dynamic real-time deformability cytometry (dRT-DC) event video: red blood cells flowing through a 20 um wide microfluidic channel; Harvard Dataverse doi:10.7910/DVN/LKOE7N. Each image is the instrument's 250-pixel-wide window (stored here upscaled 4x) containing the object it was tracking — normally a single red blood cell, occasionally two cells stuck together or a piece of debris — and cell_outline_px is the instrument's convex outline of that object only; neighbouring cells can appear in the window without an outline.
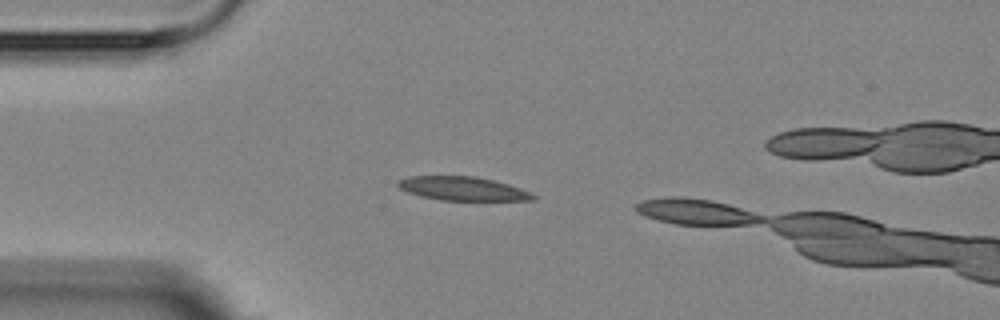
{"species": "Egyptian fruit bat (a non-hibernating species)", "species_latin": "Rousettus aegyptiacus", "temperature_condition": "room temperature", "stored_images_in_passage": 3, "camera_frame_rate_fps": 3000, "um_per_image_px": 0.085, "animal": {"sex": "female"}, "frame": {"image": 1, "passage_image": 1, "time_ms": 0.0, "image_size_px": [1000, 320], "cell_outline_px": [[536, 200], [440, 200], [420, 196], [408, 192], [400, 188], [396, 184], [400, 180], [408, 176], [476, 176], [508, 184], [532, 192], [536, 196]], "centroid_in_image_um": [39.35, 16.03], "position_along_channel_um": 45.7, "area_um2": 18.67}}